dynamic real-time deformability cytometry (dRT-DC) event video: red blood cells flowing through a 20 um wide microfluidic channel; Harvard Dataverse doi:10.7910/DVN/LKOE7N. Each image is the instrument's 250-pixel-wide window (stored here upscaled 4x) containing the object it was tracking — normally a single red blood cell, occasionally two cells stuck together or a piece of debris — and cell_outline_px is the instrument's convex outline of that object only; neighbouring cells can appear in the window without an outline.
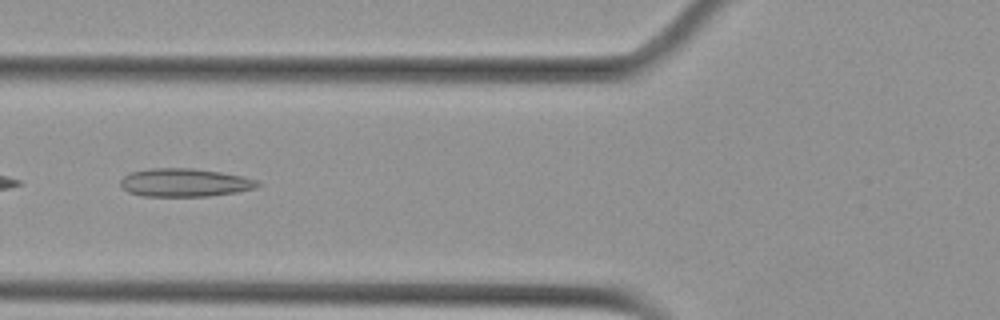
{"species": "Egyptian fruit bat (a non-hibernating species)", "species_latin": "Rousettus aegyptiacus", "temperature_condition": "cold", "stored_images_in_passage": 36, "camera_frame_rate_fps": 3000, "um_per_image_px": 0.085, "animal": {"sex": "female"}, "frame": {"image": 1, "passage_image": 4, "time_ms": 1.0, "image_size_px": [1000, 320], "cell_outline_px": [[260, 184], [256, 188], [236, 192], [208, 196], [140, 196], [128, 192], [120, 184], [120, 180], [128, 172], [152, 168], [192, 168], [220, 172], [240, 176], [256, 180]], "centroid_in_image_um": [15.65, 15.52], "position_along_channel_um": 110.2, "area_um2": 22.48}}
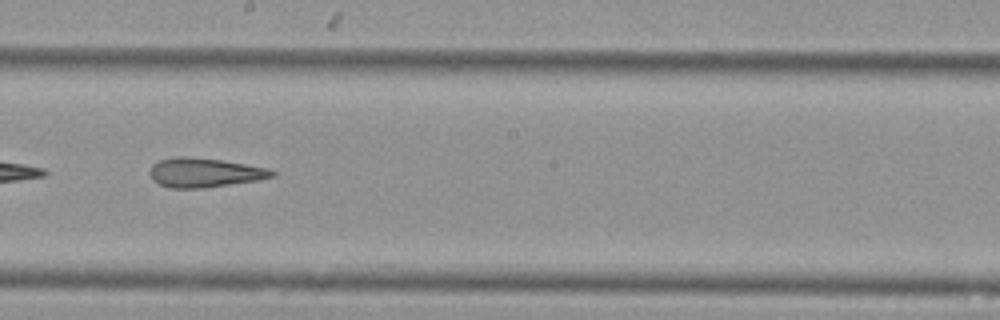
{"frame": {"image": 2, "passage_image": 14, "time_ms": 4.333, "image_size_px": [1000, 320], "cell_outline_px": [[276, 176], [260, 180], [204, 188], [168, 188], [152, 180], [148, 172], [152, 164], [156, 160], [176, 156], [188, 156], [220, 160], [268, 168], [276, 172]], "centroid_in_image_um": [17.35, 14.67], "position_along_channel_um": 230.9, "area_um2": 21.15}}
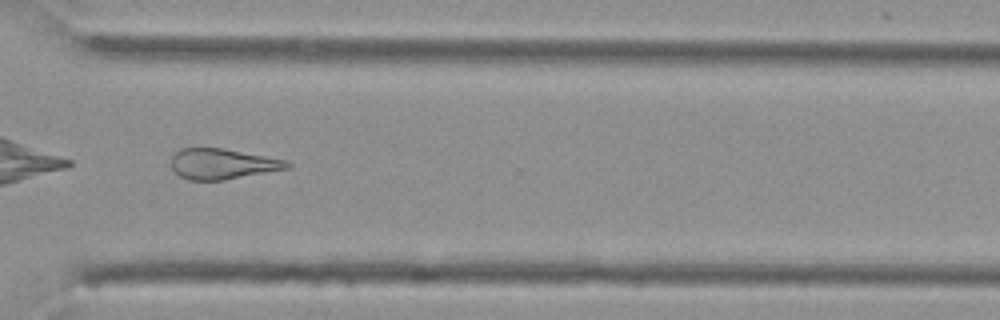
{"frame": {"image": 3, "passage_image": 24, "time_ms": 7.667, "image_size_px": [1000, 320], "cell_outline_px": [[292, 164], [288, 168], [224, 180], [188, 180], [180, 176], [172, 168], [172, 156], [180, 148], [224, 148], [288, 160]], "centroid_in_image_um": [18.92, 13.92], "position_along_channel_um": 351.7, "area_um2": 20.58}}